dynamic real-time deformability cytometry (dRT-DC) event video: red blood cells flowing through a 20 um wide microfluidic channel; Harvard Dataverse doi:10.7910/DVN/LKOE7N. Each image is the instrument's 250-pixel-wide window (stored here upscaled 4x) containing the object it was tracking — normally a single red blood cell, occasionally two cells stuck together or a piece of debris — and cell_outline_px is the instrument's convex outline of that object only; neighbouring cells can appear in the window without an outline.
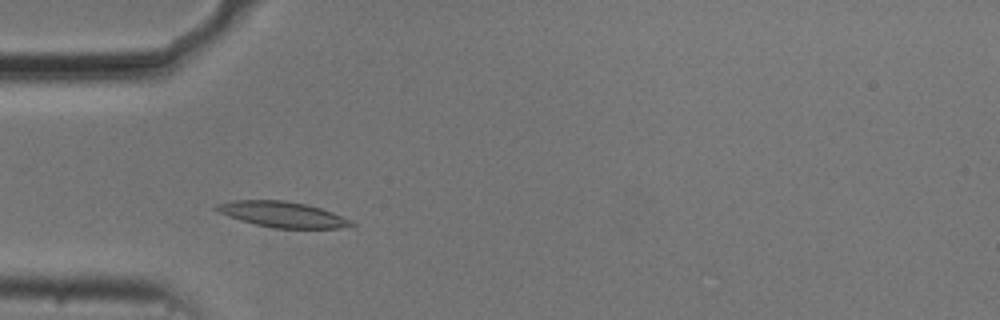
{"species": "common noctule bat (a hibernating species)", "species_latin": "Nyctalus noctula", "temperature_condition": "cold", "stored_images_in_passage": 47, "camera_frame_rate_fps": 3000, "um_per_image_px": 0.085, "animal": {"sex": "male", "body_mass_g": 20.5, "forearm_length_mm": 52.5}, "frame": {"image": 1, "passage_image": 9, "time_ms": 2.667, "image_size_px": [1000, 320], "cell_outline_px": [[356, 224], [340, 228], [272, 228], [240, 220], [228, 216], [212, 208], [216, 204], [232, 200], [284, 200], [308, 204], [332, 212]], "centroid_in_image_um": [23.95, 18.21], "position_along_channel_um": 61.0, "area_um2": 20.0}}
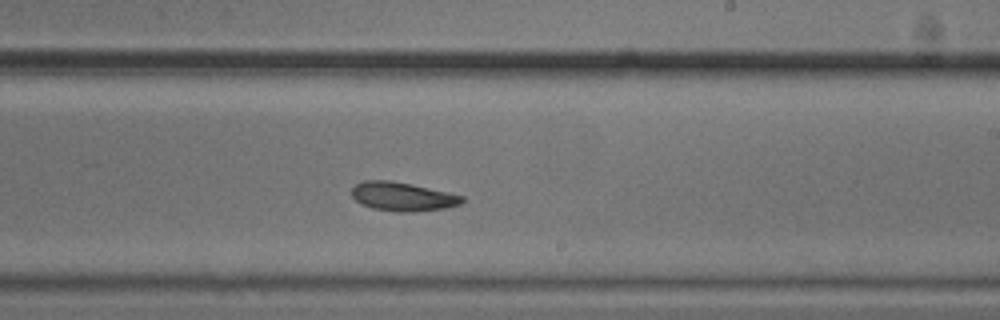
{"frame": {"image": 2, "passage_image": 25, "time_ms": 8.0, "image_size_px": [1000, 320], "cell_outline_px": [[464, 200], [460, 204], [444, 208], [408, 212], [396, 212], [372, 208], [360, 204], [352, 196], [352, 188], [356, 184], [364, 180], [388, 180], [448, 192], [464, 196]], "centroid_in_image_um": [34.19, 16.71], "position_along_channel_um": 254.8, "area_um2": 18.32}}
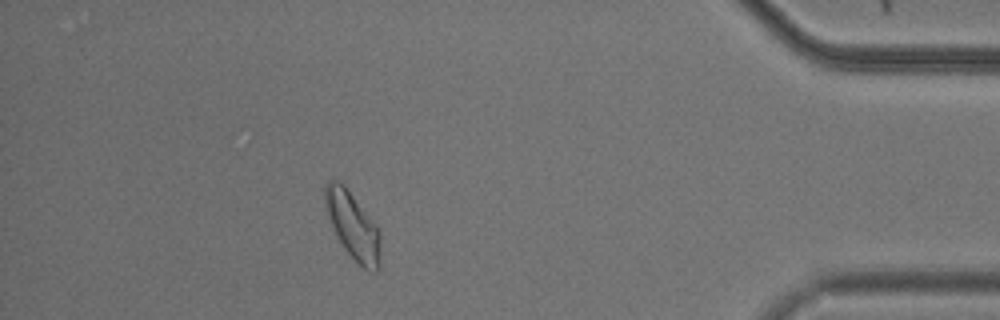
{"frame": {"image": 3, "passage_image": 41, "time_ms": 13.333, "image_size_px": [1000, 320], "cell_outline_px": [[380, 268], [376, 272], [364, 268], [344, 248], [336, 236], [328, 216], [324, 204], [324, 184], [328, 180], [340, 180], [344, 184], [376, 224], [380, 232]], "centroid_in_image_um": [29.98, 19.14], "position_along_channel_um": 405.2, "area_um2": 21.73}, "authors_computed_cell_mechanics": {"area_um2": 18.9584, "velocity_mm_per_s": 3.6735, "shape_relaxation_time_tau1_ms": 2.4554, "shape_relaxation_time_tau2_ms": 3.1027, "deformation_change_tau1": 0.0921, "deformation_change_tau2": 0.0849}}